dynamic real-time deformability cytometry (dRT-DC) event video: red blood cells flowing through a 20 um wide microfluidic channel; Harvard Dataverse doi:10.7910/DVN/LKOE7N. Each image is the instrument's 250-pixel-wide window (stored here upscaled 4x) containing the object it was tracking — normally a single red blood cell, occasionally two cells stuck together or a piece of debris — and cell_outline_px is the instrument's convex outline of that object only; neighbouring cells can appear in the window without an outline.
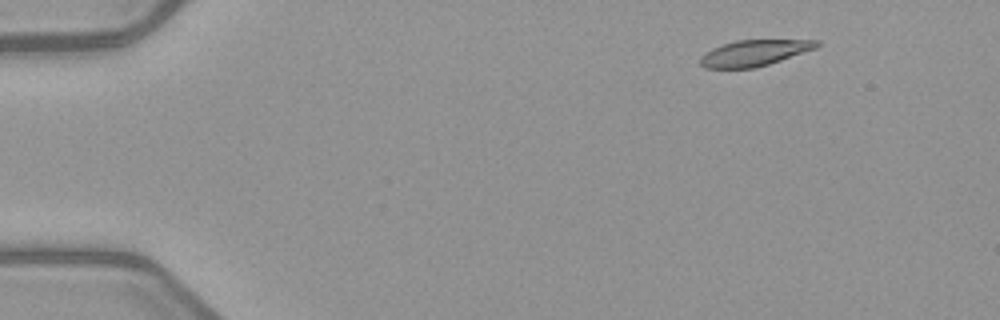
{"species": "common noctule bat (a hibernating species)", "species_latin": "Nyctalus noctula", "temperature_condition": "warm", "stored_images_in_passage": 4, "camera_frame_rate_fps": 3000, "um_per_image_px": 0.085, "animal": {"sex": "female", "body_mass_g": 21.9}, "frame": {"image": 1, "passage_image": 2, "time_ms": 1.333, "image_size_px": [1000, 320], "cell_outline_px": [[820, 44], [816, 48], [756, 68], [704, 68], [700, 64], [700, 56], [704, 52], [712, 48], [736, 40], [820, 40]], "centroid_in_image_um": [64.08, 4.5], "position_along_channel_um": 20.9, "area_um2": 17.57}}
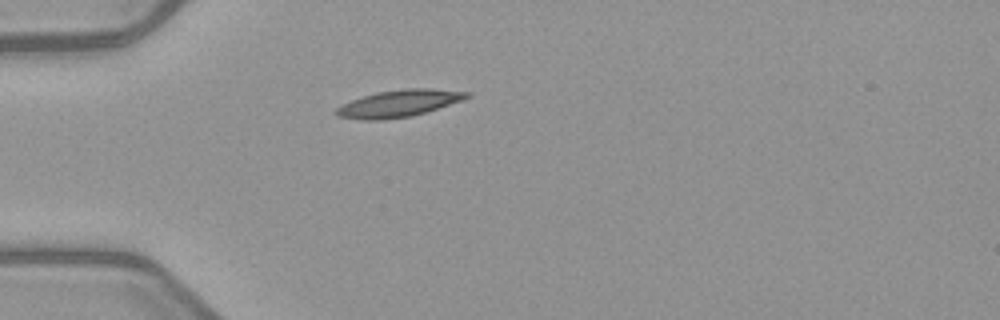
{"frame": {"image": 2, "passage_image": 4, "time_ms": 4.333, "image_size_px": [1000, 320], "cell_outline_px": [[472, 96], [464, 100], [412, 116], [380, 120], [364, 120], [336, 116], [332, 112], [336, 108], [352, 100], [376, 92], [408, 88], [432, 88], [472, 92]], "centroid_in_image_um": [33.94, 8.79], "position_along_channel_um": 51.1, "area_um2": 20.63}}